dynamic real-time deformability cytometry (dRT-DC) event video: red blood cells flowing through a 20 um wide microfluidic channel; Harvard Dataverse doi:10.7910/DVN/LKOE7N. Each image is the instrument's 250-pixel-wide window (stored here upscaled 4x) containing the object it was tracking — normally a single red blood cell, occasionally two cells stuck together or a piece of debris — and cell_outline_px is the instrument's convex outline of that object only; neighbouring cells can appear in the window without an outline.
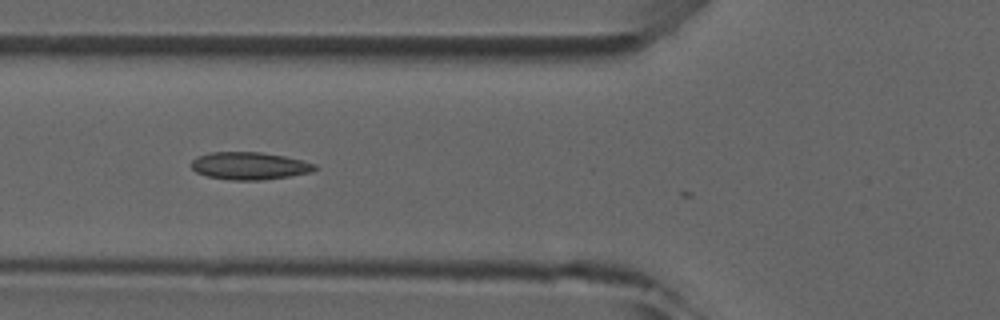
{"species": "common noctule bat (a hibernating species)", "species_latin": "Nyctalus noctula", "temperature_condition": "room temperature", "stored_images_in_passage": 5, "camera_frame_rate_fps": 3000, "um_per_image_px": 0.085, "animal": {"sex": "male", "forearm_length_mm": 52.5}, "frame": {"image": 1, "passage_image": 5, "time_ms": 4.333, "image_size_px": [1000, 320], "cell_outline_px": [[320, 168], [312, 172], [288, 176], [260, 180], [232, 180], [208, 176], [196, 172], [192, 168], [192, 160], [196, 156], [208, 152], [260, 152], [284, 156], [304, 160], [316, 164]], "centroid_in_image_um": [21.23, 14.09], "position_along_channel_um": 104.6, "area_um2": 19.88}}